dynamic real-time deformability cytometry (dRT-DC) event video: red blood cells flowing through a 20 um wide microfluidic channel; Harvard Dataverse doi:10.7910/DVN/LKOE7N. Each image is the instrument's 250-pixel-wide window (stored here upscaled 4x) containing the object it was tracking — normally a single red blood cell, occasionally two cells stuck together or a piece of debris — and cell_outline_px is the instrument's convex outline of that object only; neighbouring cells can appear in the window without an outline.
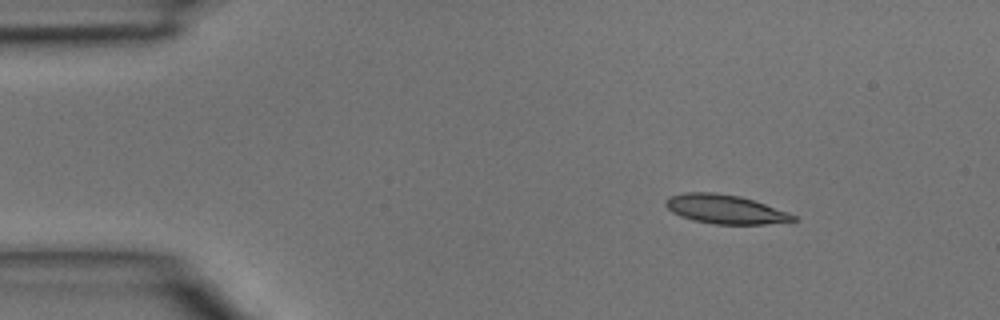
{"species": "common noctule bat (a hibernating species)", "species_latin": "Nyctalus noctula", "temperature_condition": "room temperature", "stored_images_in_passage": 4, "segment_of_instrument_passage": [2, 2], "camera_frame_rate_fps": 3000, "um_per_image_px": 0.085, "animal": {"sex": "male", "body_mass_g": 15.6}, "frame": {"image": 1, "passage_image": 4, "time_ms": 1.0, "image_size_px": [1000, 320], "cell_outline_px": [[800, 220], [764, 224], [716, 224], [696, 220], [680, 216], [672, 212], [664, 204], [664, 200], [668, 196], [684, 192], [712, 192], [740, 196], [788, 212], [796, 216]], "centroid_in_image_um": [61.61, 17.77], "position_along_channel_um": 23.4, "area_um2": 21.44}}